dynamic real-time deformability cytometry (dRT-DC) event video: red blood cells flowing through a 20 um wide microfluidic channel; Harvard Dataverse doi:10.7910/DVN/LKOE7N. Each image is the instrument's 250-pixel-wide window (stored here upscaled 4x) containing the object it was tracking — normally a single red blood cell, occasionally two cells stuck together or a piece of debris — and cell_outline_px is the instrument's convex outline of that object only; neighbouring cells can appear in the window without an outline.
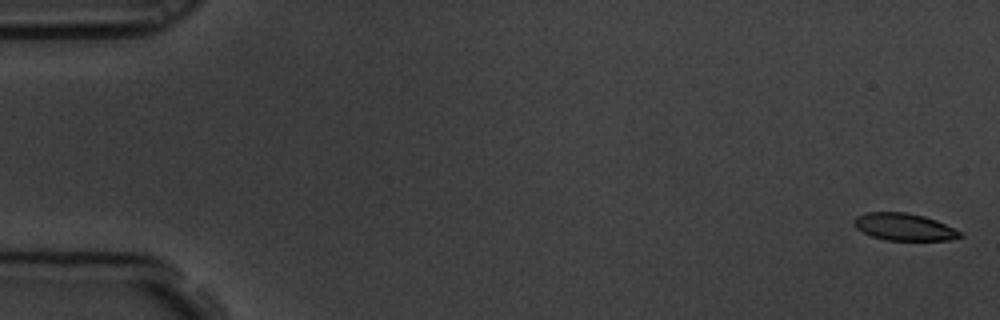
{"species": "common noctule bat (a hibernating species)", "species_latin": "Nyctalus noctula", "temperature_condition": "room temperature", "stored_images_in_passage": 5, "camera_frame_rate_fps": 3000, "um_per_image_px": 0.085, "animal": {"sex": "male", "body_mass_g": 19.5, "forearm_length_mm": 54.6}, "frame": {"image": 1, "passage_image": 1, "time_ms": 0.0, "image_size_px": [1000, 320], "cell_outline_px": [[964, 236], [952, 240], [884, 240], [872, 236], [856, 228], [852, 224], [852, 220], [856, 216], [868, 212], [904, 212], [924, 216], [936, 220], [960, 232]], "centroid_in_image_um": [76.81, 19.29], "position_along_channel_um": 8.2, "area_um2": 16.76}}
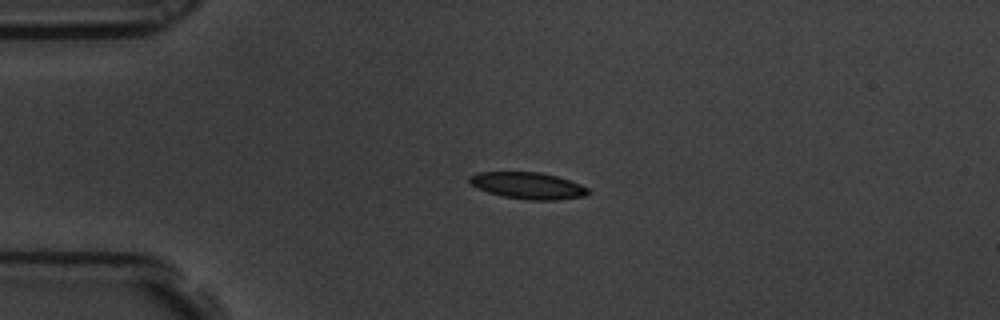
{"frame": {"image": 2, "passage_image": 5, "time_ms": 1.333, "image_size_px": [1000, 320], "cell_outline_px": [[592, 192], [584, 196], [556, 200], [528, 200], [504, 196], [488, 192], [476, 188], [468, 184], [468, 176], [476, 172], [540, 172], [556, 176], [580, 184], [588, 188]], "centroid_in_image_um": [44.83, 15.77], "position_along_channel_um": 40.2, "area_um2": 18.55}}